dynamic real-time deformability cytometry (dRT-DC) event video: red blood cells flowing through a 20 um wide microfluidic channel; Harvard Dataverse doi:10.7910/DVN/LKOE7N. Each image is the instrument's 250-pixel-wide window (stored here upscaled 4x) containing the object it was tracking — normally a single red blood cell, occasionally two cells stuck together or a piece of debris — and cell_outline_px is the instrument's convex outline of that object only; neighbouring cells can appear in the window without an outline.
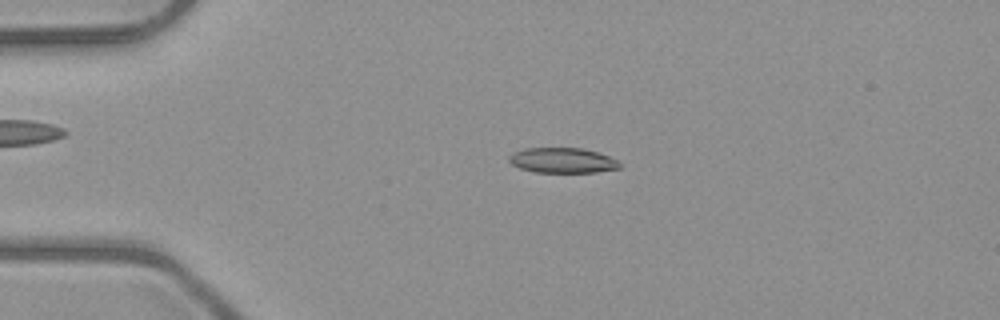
{"species": "common noctule bat (a hibernating species)", "species_latin": "Nyctalus noctula", "temperature_condition": "room temperature", "stored_images_in_passage": 51, "camera_frame_rate_fps": 3000, "um_per_image_px": 0.085, "animal": {"sex": "male", "body_mass_g": 23.1, "forearm_length_mm": 52.7}, "frame": {"image": 1, "passage_image": 12, "time_ms": 3.667, "image_size_px": [1000, 320], "cell_outline_px": [[620, 168], [596, 172], [532, 172], [520, 168], [512, 164], [508, 160], [508, 156], [512, 152], [524, 148], [580, 148], [596, 152], [608, 156], [616, 160], [620, 164]], "centroid_in_image_um": [47.75, 13.63], "position_along_channel_um": 37.2, "area_um2": 16.18}}
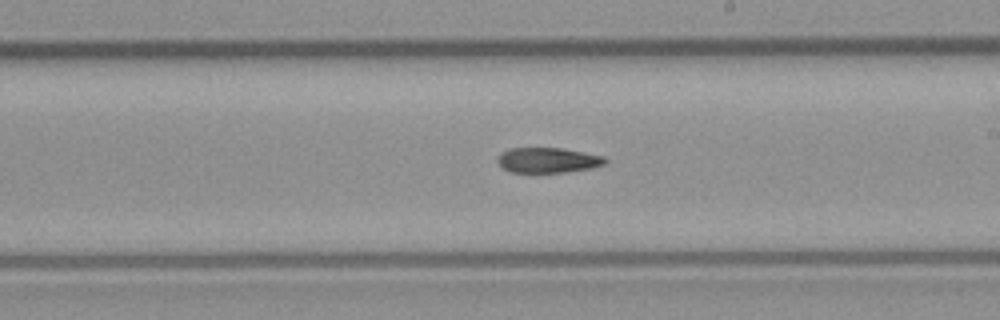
{"frame": {"image": 2, "passage_image": 30, "time_ms": 9.667, "image_size_px": [1000, 320], "cell_outline_px": [[608, 160], [604, 164], [588, 168], [564, 172], [512, 172], [504, 168], [496, 160], [500, 152], [508, 148], [560, 148], [584, 152], [604, 156]], "centroid_in_image_um": [46.54, 13.6], "position_along_channel_um": 242.5, "area_um2": 15.66}}
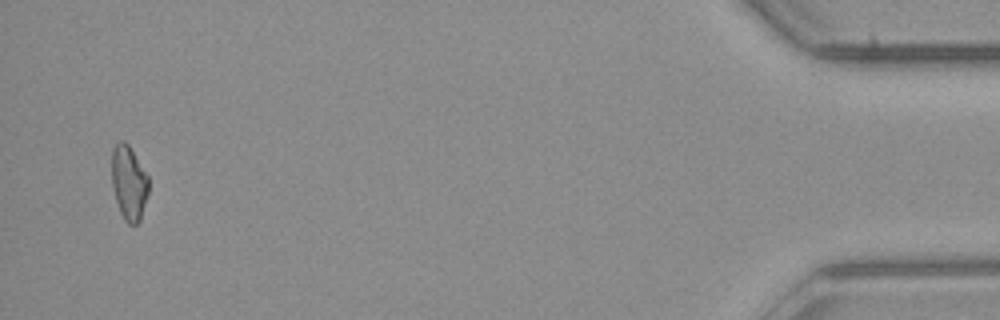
{"frame": {"image": 3, "passage_image": 50, "time_ms": 16.333, "image_size_px": [1000, 320], "cell_outline_px": [[148, 192], [140, 220], [136, 224], [128, 224], [124, 220], [120, 212], [112, 188], [112, 148], [120, 140], [124, 140], [128, 144], [148, 176]], "centroid_in_image_um": [10.94, 15.53], "position_along_channel_um": 424.3, "area_um2": 15.9}}